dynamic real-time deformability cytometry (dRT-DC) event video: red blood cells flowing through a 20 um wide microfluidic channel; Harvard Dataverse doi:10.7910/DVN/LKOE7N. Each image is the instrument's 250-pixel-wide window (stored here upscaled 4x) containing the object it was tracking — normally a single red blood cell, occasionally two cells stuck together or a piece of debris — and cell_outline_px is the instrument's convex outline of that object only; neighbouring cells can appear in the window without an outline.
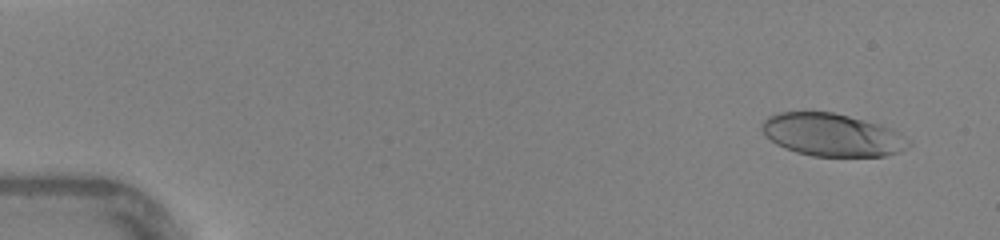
{"species": "human", "species_latin": "Homo sapiens", "temperature_condition": "warm", "stored_images_in_passage": 46, "camera_frame_rate_fps": 3000, "um_per_image_px": 0.085, "donor": {"sex": "female"}, "frame": {"image": 1, "passage_image": 3, "time_ms": 0.667, "image_size_px": [1000, 240], "cell_outline_px": [[912, 144], [900, 152], [884, 156], [812, 156], [796, 152], [784, 148], [776, 144], [764, 136], [760, 128], [764, 120], [768, 116], [780, 112], [832, 112], [864, 120], [888, 128], [912, 140]], "centroid_in_image_um": [70.7, 11.48], "position_along_channel_um": 14.3, "area_um2": 36.47}}
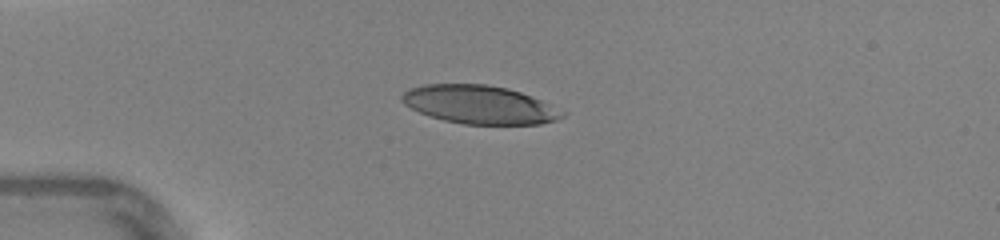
{"frame": {"image": 2, "passage_image": 12, "time_ms": 3.667, "image_size_px": [1000, 240], "cell_outline_px": [[564, 116], [556, 120], [540, 124], [464, 124], [444, 120], [420, 112], [404, 104], [400, 100], [400, 96], [404, 92], [412, 88], [424, 84], [484, 84], [508, 88], [520, 92], [540, 100], [564, 112]], "centroid_in_image_um": [40.73, 8.89], "position_along_channel_um": 44.3, "area_um2": 35.43}}
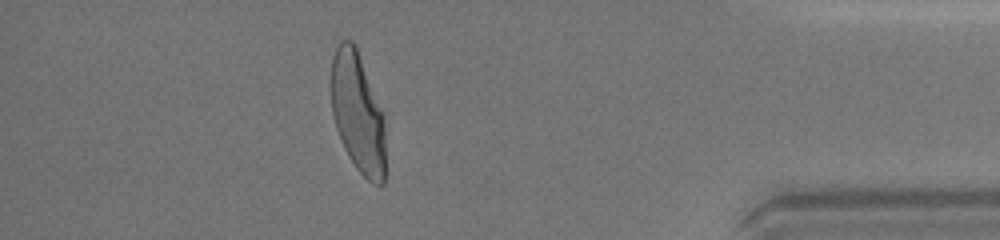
{"frame": {"image": 3, "passage_image": 41, "time_ms": 13.333, "image_size_px": [1000, 240], "cell_outline_px": [[384, 184], [372, 184], [356, 168], [348, 156], [344, 148], [336, 128], [332, 112], [332, 56], [340, 40], [352, 40], [356, 44], [384, 112]], "centroid_in_image_um": [30.42, 9.54], "position_along_channel_um": 404.8, "area_um2": 38.26}, "authors_computed_cell_mechanics": {"area_um2": 38.7838, "velocity_mm_per_s": 4.3923, "shape_relaxation_time_tau1_ms": 3.7755, "shape_relaxation_time_tau2_ms": null, "deformation_change_tau1": 0.2118, "deformation_change_tau2": null}}